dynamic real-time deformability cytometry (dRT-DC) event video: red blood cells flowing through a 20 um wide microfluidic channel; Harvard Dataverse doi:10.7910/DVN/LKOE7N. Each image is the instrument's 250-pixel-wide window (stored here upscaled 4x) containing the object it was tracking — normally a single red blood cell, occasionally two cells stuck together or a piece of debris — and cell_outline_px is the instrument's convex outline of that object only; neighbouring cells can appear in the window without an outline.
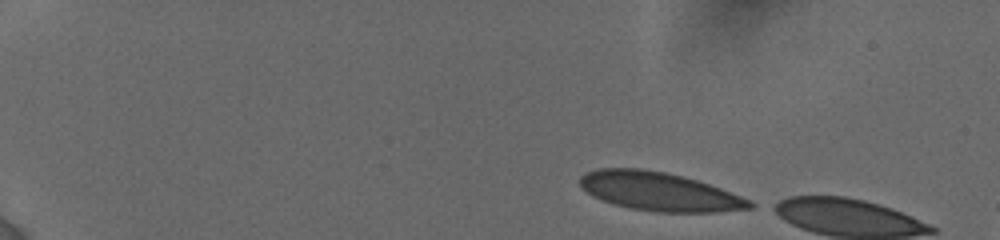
{"species": "human", "species_latin": "Homo sapiens", "temperature_condition": "cold", "stored_images_in_passage": 5, "camera_frame_rate_fps": 3000, "um_per_image_px": 0.085, "donor": {"sex": "female"}, "frame": {"image": 1, "passage_image": 1, "time_ms": 0.0, "image_size_px": [1000, 240], "cell_outline_px": [[756, 204], [752, 208], [716, 212], [656, 212], [632, 208], [616, 204], [604, 200], [588, 192], [580, 184], [580, 176], [584, 172], [600, 168], [640, 168], [664, 172], [684, 176], [720, 188], [740, 196]], "centroid_in_image_um": [56.05, 16.27], "position_along_channel_um": 29.0, "area_um2": 37.69}}